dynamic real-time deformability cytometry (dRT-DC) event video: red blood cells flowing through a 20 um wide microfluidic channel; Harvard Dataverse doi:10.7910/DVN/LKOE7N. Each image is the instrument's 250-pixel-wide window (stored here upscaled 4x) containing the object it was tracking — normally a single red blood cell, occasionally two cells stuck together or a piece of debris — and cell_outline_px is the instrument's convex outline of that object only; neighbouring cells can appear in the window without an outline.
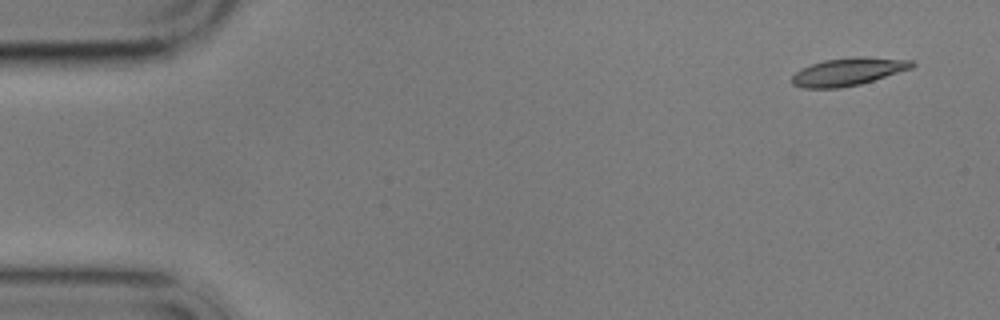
{"species": "common noctule bat (a hibernating species)", "species_latin": "Nyctalus noctula", "temperature_condition": "cold", "stored_images_in_passage": 3, "camera_frame_rate_fps": 3000, "um_per_image_px": 0.085, "animal": {"sex": "male", "body_mass_g": 17.9}, "frame": {"image": 1, "passage_image": 1, "time_ms": 0.0, "image_size_px": [1000, 320], "cell_outline_px": [[916, 64], [912, 68], [860, 84], [840, 88], [804, 88], [792, 84], [792, 76], [796, 72], [812, 64], [824, 60], [856, 56], [864, 56], [912, 60]], "centroid_in_image_um": [72.11, 6.09], "position_along_channel_um": 12.9, "area_um2": 19.31}}